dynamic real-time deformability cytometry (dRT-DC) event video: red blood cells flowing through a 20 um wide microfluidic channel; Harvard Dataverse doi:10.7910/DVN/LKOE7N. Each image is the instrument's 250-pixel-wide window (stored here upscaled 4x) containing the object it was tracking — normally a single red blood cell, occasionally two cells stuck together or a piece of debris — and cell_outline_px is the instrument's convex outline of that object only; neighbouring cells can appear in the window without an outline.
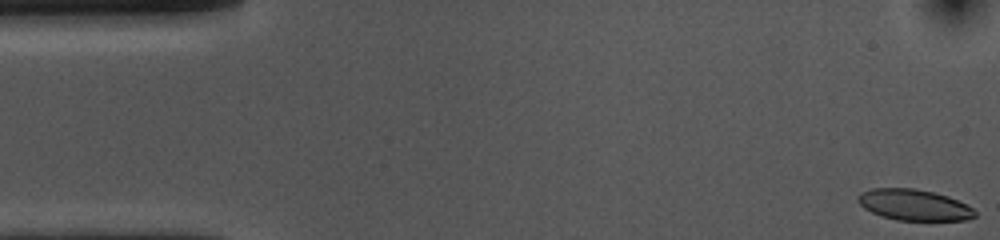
{"species": "common noctule bat (a hibernating species)", "species_latin": "Nyctalus noctula", "temperature_condition": "cold", "stored_images_in_passage": 44, "camera_frame_rate_fps": 3000, "um_per_image_px": 0.085, "animal": {"sex": "female", "body_mass_g": 10.0, "forearm_length_mm": 53.1}, "frame": {"image": 1, "passage_image": 1, "time_ms": 0.0, "image_size_px": [1000, 240], "cell_outline_px": [[976, 216], [968, 220], [896, 220], [880, 216], [864, 208], [856, 200], [856, 196], [860, 192], [872, 188], [912, 188], [932, 192], [948, 196], [972, 208], [976, 212]], "centroid_in_image_um": [77.64, 17.42], "position_along_channel_um": 7.4, "area_um2": 21.15}}
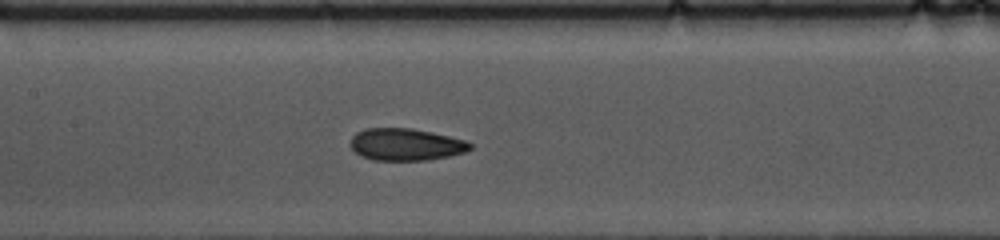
{"frame": {"image": 2, "passage_image": 24, "time_ms": 7.667, "image_size_px": [1000, 240], "cell_outline_px": [[472, 148], [464, 152], [452, 156], [428, 160], [372, 160], [360, 156], [352, 148], [352, 136], [356, 132], [364, 128], [412, 128], [432, 132], [464, 140], [472, 144]], "centroid_in_image_um": [34.5, 12.28], "position_along_channel_um": 172.9, "area_um2": 22.43}}
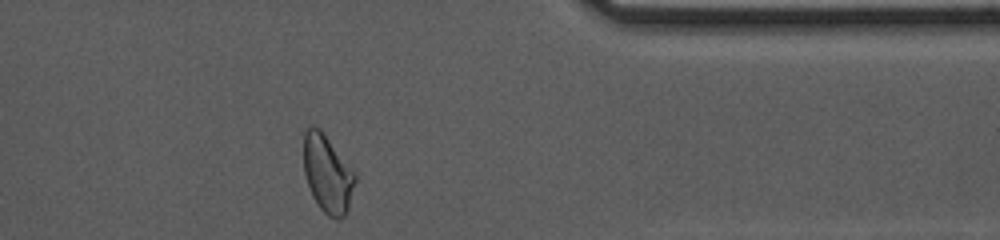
{"frame": {"image": 3, "passage_image": 43, "time_ms": 14.0, "image_size_px": [1000, 240], "cell_outline_px": [[356, 180], [348, 208], [344, 216], [340, 220], [336, 220], [328, 216], [320, 208], [312, 196], [304, 172], [304, 128], [320, 128], [324, 132], [356, 172]], "centroid_in_image_um": [27.86, 14.78], "position_along_channel_um": 383.5, "area_um2": 23.47}, "authors_computed_cell_mechanics": {"area_um2": 22.5709, "velocity_mm_per_s": 3.6362, "shape_relaxation_time_tau1_ms": 4.0292, "shape_relaxation_time_tau2_ms": 2.7145, "deformation_change_tau1": 0.1296, "deformation_change_tau2": 0.0767}}